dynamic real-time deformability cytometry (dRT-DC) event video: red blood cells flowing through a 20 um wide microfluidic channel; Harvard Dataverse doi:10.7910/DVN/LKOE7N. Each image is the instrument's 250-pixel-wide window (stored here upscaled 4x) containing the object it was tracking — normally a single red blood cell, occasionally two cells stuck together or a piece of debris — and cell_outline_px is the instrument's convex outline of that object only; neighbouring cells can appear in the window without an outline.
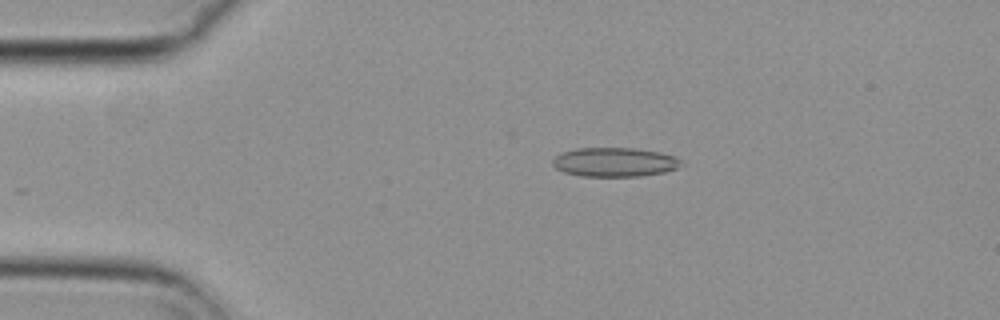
{"species": "common noctule bat (a hibernating species)", "species_latin": "Nyctalus noctula", "temperature_condition": "cold", "stored_images_in_passage": 55, "camera_frame_rate_fps": 3000, "um_per_image_px": 0.085, "animal": {"sex": "female", "body_mass_g": 29.2, "forearm_length_mm": 56.3}, "frame": {"image": 1, "passage_image": 11, "time_ms": 3.333, "image_size_px": [1000, 320], "cell_outline_px": [[684, 164], [676, 168], [664, 172], [640, 176], [580, 176], [564, 172], [556, 168], [552, 164], [552, 160], [556, 156], [564, 152], [576, 148], [636, 148], [660, 152], [676, 156]], "centroid_in_image_um": [52.26, 13.78], "position_along_channel_um": 32.7, "area_um2": 21.85}}
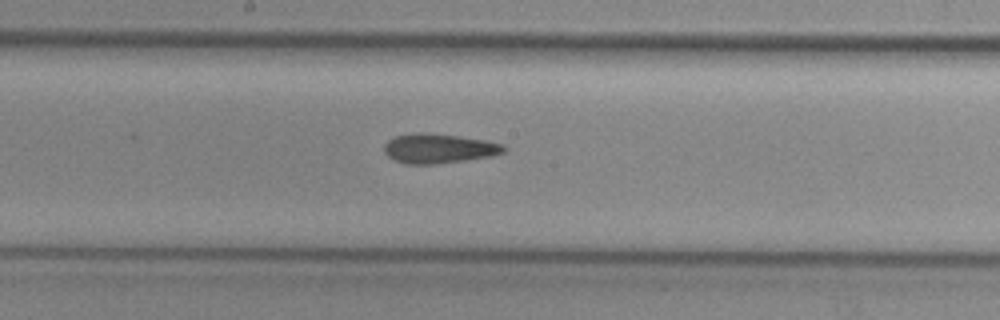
{"frame": {"image": 2, "passage_image": 29, "time_ms": 9.333, "image_size_px": [1000, 320], "cell_outline_px": [[508, 148], [504, 152], [492, 156], [464, 160], [432, 164], [404, 164], [388, 156], [384, 152], [384, 144], [388, 140], [396, 136], [416, 132], [424, 132], [456, 136], [484, 140], [504, 144]], "centroid_in_image_um": [37.29, 12.62], "position_along_channel_um": 210.9, "area_um2": 20.52}}
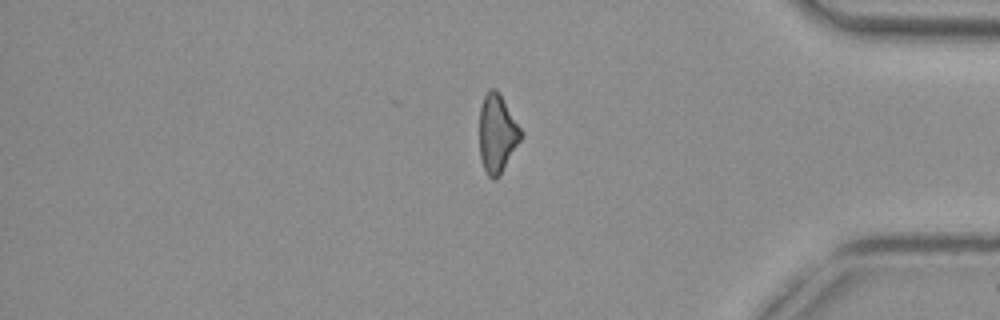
{"frame": {"image": 3, "passage_image": 46, "time_ms": 15.0, "image_size_px": [1000, 320], "cell_outline_px": [[520, 140], [500, 176], [496, 180], [492, 180], [488, 176], [484, 168], [480, 156], [480, 108], [484, 96], [492, 88], [496, 88], [520, 128]], "centroid_in_image_um": [42.23, 11.4], "position_along_channel_um": 393.0, "area_um2": 18.44}, "authors_computed_cell_mechanics": {"area_um2": 20.519, "velocity_mm_per_s": 3.7088, "shape_relaxation_time_tau1_ms": null, "shape_relaxation_time_tau2_ms": 4.5878, "deformation_change_tau1": null, "deformation_change_tau2": 0.1372}}